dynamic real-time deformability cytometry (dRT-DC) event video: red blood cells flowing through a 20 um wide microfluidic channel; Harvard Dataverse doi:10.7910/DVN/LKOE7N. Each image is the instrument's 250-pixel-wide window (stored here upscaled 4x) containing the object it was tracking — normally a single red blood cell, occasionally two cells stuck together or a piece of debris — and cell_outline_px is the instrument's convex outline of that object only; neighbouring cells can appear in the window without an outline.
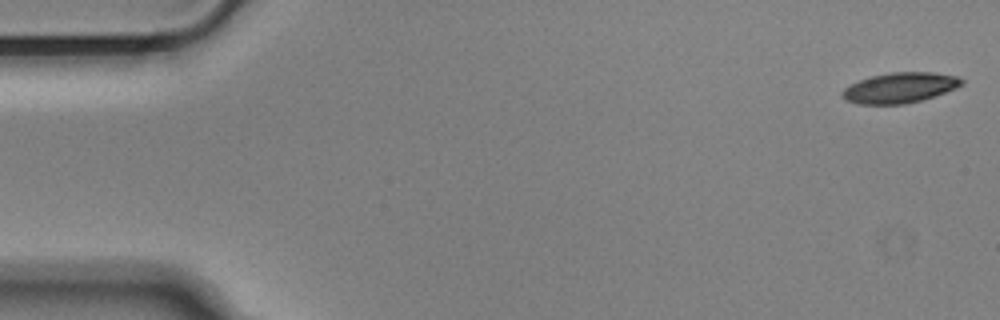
{"species": "Egyptian fruit bat (a non-hibernating species)", "species_latin": "Rousettus aegyptiacus", "temperature_condition": "cold", "stored_images_in_passage": 54, "camera_frame_rate_fps": 3000, "um_per_image_px": 0.085, "animal": {"sex": "male"}, "frame": {"image": 1, "passage_image": 1, "time_ms": 0.0, "image_size_px": [1000, 320], "cell_outline_px": [[964, 84], [956, 88], [920, 100], [904, 104], [860, 104], [844, 100], [840, 96], [840, 92], [844, 88], [860, 80], [872, 76], [888, 72], [932, 72], [956, 76], [964, 80]], "centroid_in_image_um": [76.45, 7.45], "position_along_channel_um": 8.5, "area_um2": 21.04}}
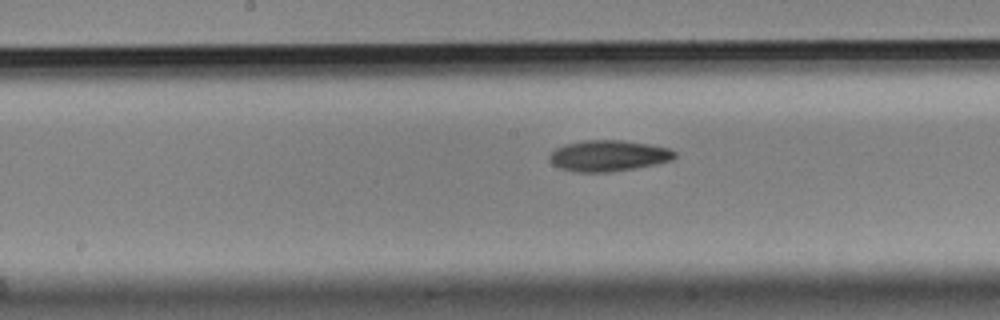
{"frame": {"image": 2, "passage_image": 27, "time_ms": 8.667, "image_size_px": [1000, 320], "cell_outline_px": [[676, 156], [672, 160], [656, 164], [636, 168], [612, 172], [576, 172], [560, 168], [552, 164], [548, 160], [548, 156], [556, 148], [564, 144], [584, 140], [620, 140], [648, 144], [668, 148], [676, 152]], "centroid_in_image_um": [51.69, 13.24], "position_along_channel_um": 196.5, "area_um2": 22.77}}
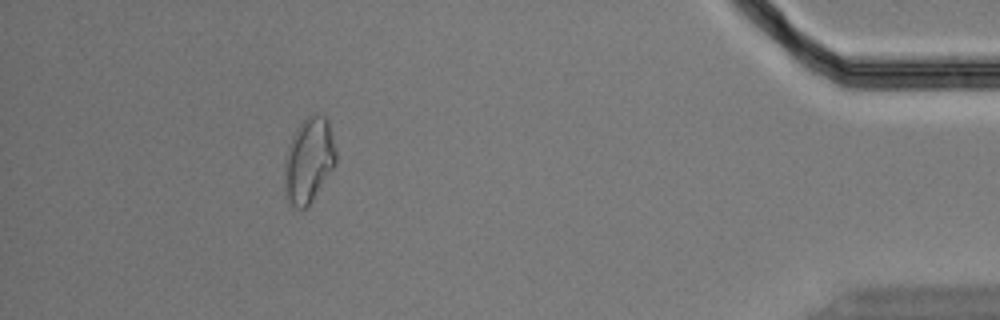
{"frame": {"image": 3, "passage_image": 49, "time_ms": 16.0, "image_size_px": [1000, 320], "cell_outline_px": [[336, 164], [308, 208], [292, 208], [288, 204], [284, 192], [284, 160], [292, 136], [296, 128], [312, 112], [316, 112], [324, 116], [328, 120], [336, 152]], "centroid_in_image_um": [26.23, 13.66], "position_along_channel_um": 409.0, "area_um2": 26.01}, "authors_computed_cell_mechanics": {"area_um2": 22.4264, "velocity_mm_per_s": 3.6634, "shape_relaxation_time_tau1_ms": 5.4433, "shape_relaxation_time_tau2_ms": 7.0111, "deformation_change_tau1": 0.1294, "deformation_change_tau2": 0.1402}}